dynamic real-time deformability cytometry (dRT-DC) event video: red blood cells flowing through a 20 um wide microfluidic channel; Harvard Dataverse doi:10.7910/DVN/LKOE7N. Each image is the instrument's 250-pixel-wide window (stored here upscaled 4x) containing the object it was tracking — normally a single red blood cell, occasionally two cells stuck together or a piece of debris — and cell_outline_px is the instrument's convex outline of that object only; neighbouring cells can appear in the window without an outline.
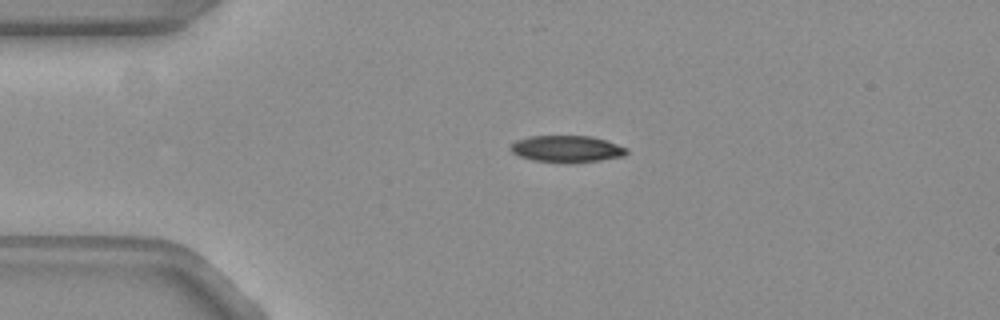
{"species": "common noctule bat (a hibernating species)", "species_latin": "Nyctalus noctula", "temperature_condition": "warm", "stored_images_in_passage": 54, "camera_frame_rate_fps": 3000, "um_per_image_px": 0.085, "animal": {"sex": "female", "body_mass_g": 19.3, "forearm_length_mm": 54.1}, "frame": {"image": 1, "passage_image": 12, "time_ms": 3.667, "image_size_px": [1000, 320], "cell_outline_px": [[628, 152], [624, 156], [600, 160], [532, 160], [520, 156], [512, 152], [512, 144], [516, 140], [528, 136], [592, 136], [628, 148]], "centroid_in_image_um": [48.19, 12.61], "position_along_channel_um": 36.8, "area_um2": 17.17}}
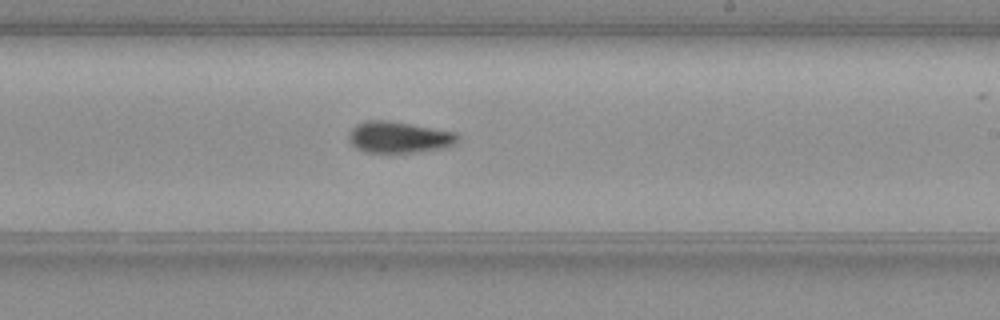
{"frame": {"image": 2, "passage_image": 32, "time_ms": 10.333, "image_size_px": [1000, 320], "cell_outline_px": [[460, 140], [448, 148], [412, 152], [364, 152], [356, 148], [352, 144], [348, 136], [348, 132], [356, 124], [368, 120], [388, 120], [452, 132], [460, 136]], "centroid_in_image_um": [33.9, 11.67], "position_along_channel_um": 255.1, "area_um2": 19.83}}
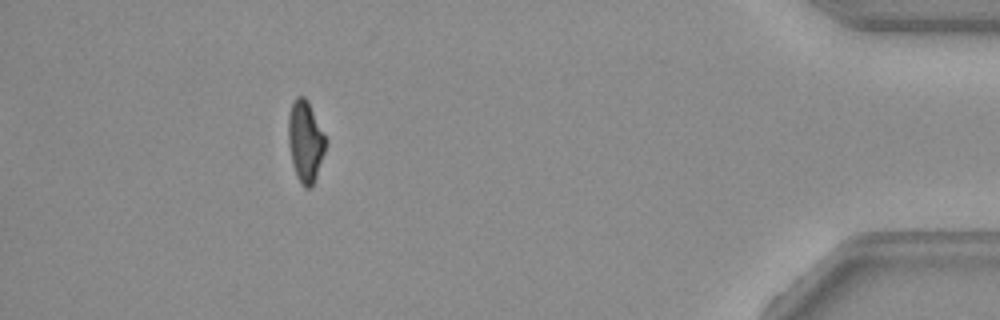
{"frame": {"image": 3, "passage_image": 49, "time_ms": 16.0, "image_size_px": [1000, 320], "cell_outline_px": [[324, 152], [316, 176], [312, 184], [308, 188], [304, 188], [300, 184], [296, 176], [292, 164], [288, 144], [288, 116], [292, 104], [296, 96], [304, 96], [308, 100], [324, 136]], "centroid_in_image_um": [25.91, 12.01], "position_along_channel_um": 409.3, "area_um2": 17.34}, "authors_computed_cell_mechanics": {"area_um2": 18.5249, "velocity_mm_per_s": 3.7808, "shape_relaxation_time_tau1_ms": 5.3074, "shape_relaxation_time_tau2_ms": null, "deformation_change_tau1": 0.1769, "deformation_change_tau2": null}}